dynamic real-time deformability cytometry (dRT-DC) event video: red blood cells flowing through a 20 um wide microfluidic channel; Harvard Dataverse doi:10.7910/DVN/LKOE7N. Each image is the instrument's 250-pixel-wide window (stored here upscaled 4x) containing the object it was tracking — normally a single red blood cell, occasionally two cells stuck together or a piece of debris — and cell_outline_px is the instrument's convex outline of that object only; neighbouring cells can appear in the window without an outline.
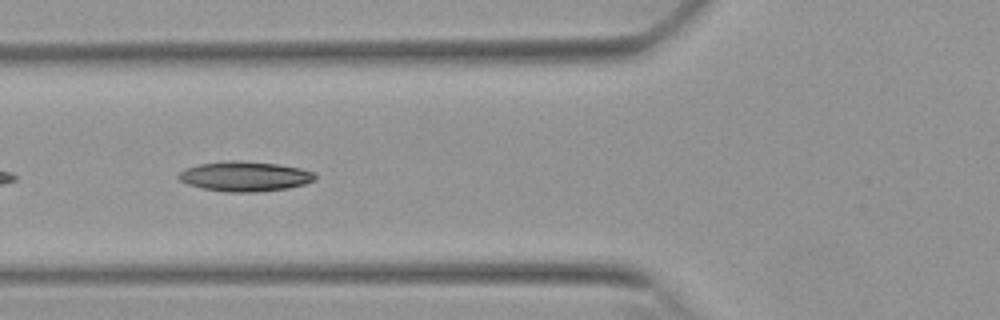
{"species": "Egyptian fruit bat (a non-hibernating species)", "species_latin": "Rousettus aegyptiacus", "temperature_condition": "warm", "stored_images_in_passage": 14, "camera_frame_rate_fps": 3000, "um_per_image_px": 0.085, "animal": {"sex": "female"}, "frame": {"image": 1, "passage_image": 5, "time_ms": 1.333, "image_size_px": [1000, 320], "cell_outline_px": [[316, 180], [304, 184], [288, 188], [260, 192], [228, 192], [204, 188], [188, 184], [180, 180], [176, 176], [180, 172], [188, 168], [200, 164], [276, 164], [300, 168], [316, 172]], "centroid_in_image_um": [20.9, 15.05], "position_along_channel_um": 104.9, "area_um2": 22.48}}
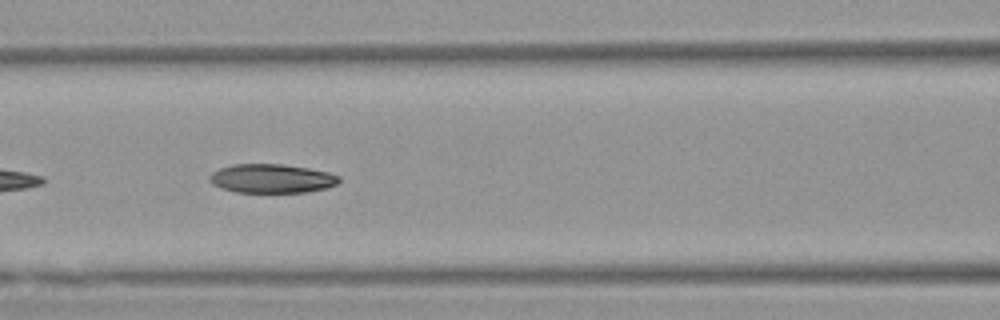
{"frame": {"image": 2, "passage_image": 8, "time_ms": 2.333, "image_size_px": [1000, 320], "cell_outline_px": [[340, 180], [336, 184], [328, 188], [308, 192], [236, 192], [220, 188], [212, 184], [208, 180], [208, 176], [212, 172], [220, 168], [232, 164], [284, 164], [308, 168], [328, 172], [340, 176]], "centroid_in_image_um": [23.08, 15.17], "position_along_channel_um": 143.5, "area_um2": 22.02}}
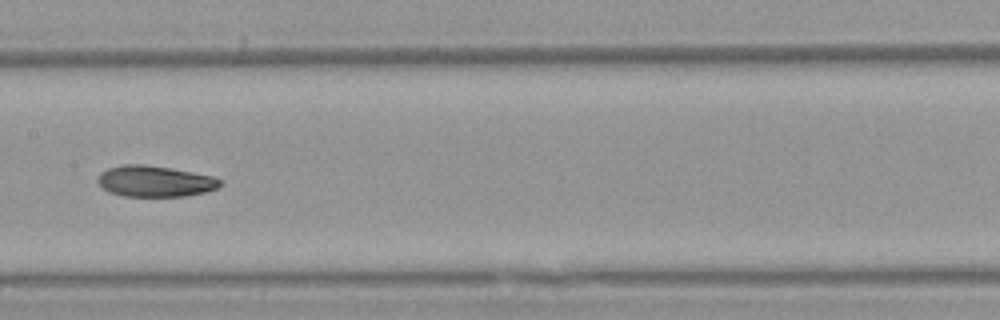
{"frame": {"image": 3, "passage_image": 12, "time_ms": 3.667, "image_size_px": [1000, 320], "cell_outline_px": [[220, 184], [216, 188], [204, 192], [184, 196], [124, 196], [108, 192], [96, 180], [100, 172], [108, 168], [120, 164], [144, 164], [172, 168], [212, 176], [220, 180]], "centroid_in_image_um": [13.11, 15.39], "position_along_channel_um": 194.3, "area_um2": 22.08}}